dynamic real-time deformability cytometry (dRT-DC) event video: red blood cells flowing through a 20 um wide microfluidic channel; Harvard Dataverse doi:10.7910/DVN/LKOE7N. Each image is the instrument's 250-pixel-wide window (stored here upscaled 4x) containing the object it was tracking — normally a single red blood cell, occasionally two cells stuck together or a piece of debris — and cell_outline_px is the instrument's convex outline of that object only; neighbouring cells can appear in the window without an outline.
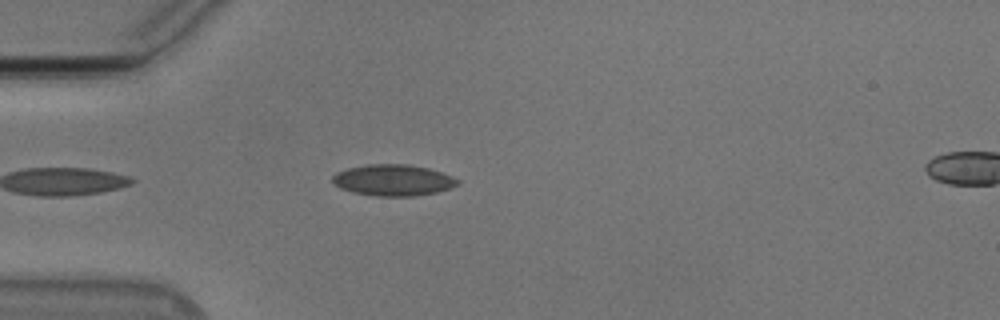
{"species": "Egyptian fruit bat (a non-hibernating species)", "species_latin": "Rousettus aegyptiacus", "temperature_condition": "cold", "stored_images_in_passage": 43, "camera_frame_rate_fps": 3000, "um_per_image_px": 0.085, "animal": {"sex": "male"}, "frame": {"image": 1, "passage_image": 4, "time_ms": 1.0, "image_size_px": [1000, 320], "cell_outline_px": [[460, 184], [436, 192], [412, 196], [376, 196], [352, 192], [340, 188], [332, 180], [332, 176], [336, 172], [348, 168], [368, 164], [408, 164], [428, 168], [452, 176], [460, 180]], "centroid_in_image_um": [33.41, 15.31], "position_along_channel_um": 51.6, "area_um2": 22.72}}
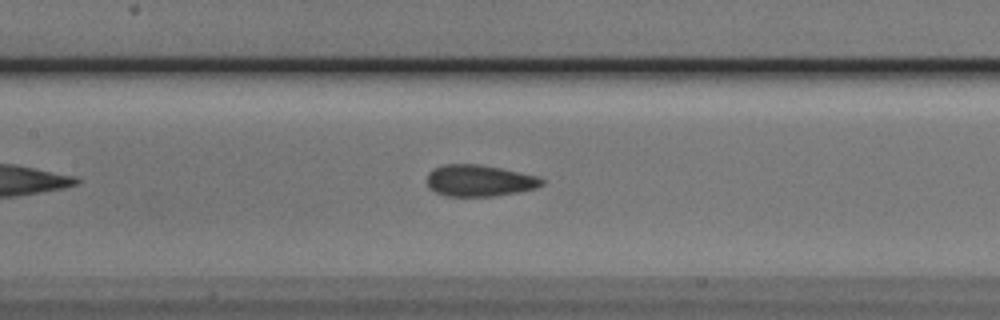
{"frame": {"image": 2, "passage_image": 14, "time_ms": 4.333, "image_size_px": [1000, 320], "cell_outline_px": [[544, 184], [536, 188], [520, 192], [492, 196], [444, 196], [428, 188], [428, 172], [432, 168], [444, 164], [480, 164], [540, 176], [544, 180]], "centroid_in_image_um": [40.75, 15.35], "position_along_channel_um": 166.6, "area_um2": 21.33}}
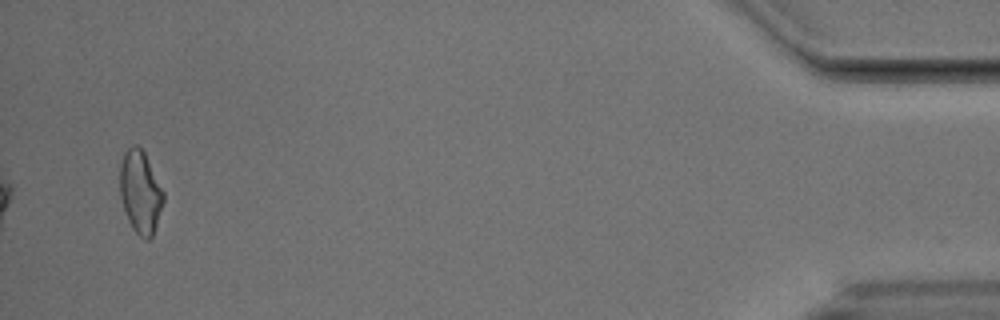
{"frame": {"image": 3, "passage_image": 41, "time_ms": 13.333, "image_size_px": [1000, 320], "cell_outline_px": [[164, 200], [152, 236], [148, 240], [140, 236], [132, 228], [128, 220], [120, 196], [120, 164], [124, 152], [132, 144], [136, 144], [144, 152], [164, 192]], "centroid_in_image_um": [11.92, 16.3], "position_along_channel_um": 423.3, "area_um2": 20.75}, "authors_computed_cell_mechanics": {"area_um2": 21.0392, "velocity_mm_per_s": 3.7718, "shape_relaxation_time_tau1_ms": 6.2537, "shape_relaxation_time_tau2_ms": 1.8333, "deformation_change_tau1": 0.1241, "deformation_change_tau2": 0.08}}